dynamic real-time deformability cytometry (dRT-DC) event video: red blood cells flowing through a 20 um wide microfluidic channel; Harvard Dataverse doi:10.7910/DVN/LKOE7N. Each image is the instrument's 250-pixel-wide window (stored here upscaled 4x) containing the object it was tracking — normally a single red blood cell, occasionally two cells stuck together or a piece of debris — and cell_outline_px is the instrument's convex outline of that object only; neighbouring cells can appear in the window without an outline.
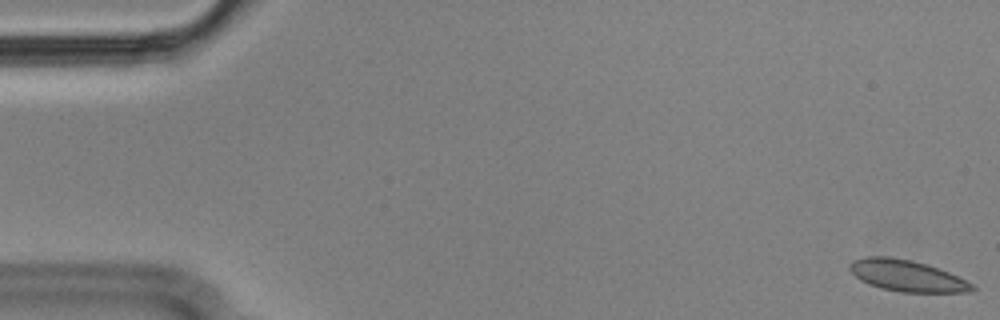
{"species": "Egyptian fruit bat (a non-hibernating species)", "species_latin": "Rousettus aegyptiacus", "temperature_condition": "cold", "stored_images_in_passage": 56, "camera_frame_rate_fps": 3000, "um_per_image_px": 0.085, "animal": {"sex": "male"}, "frame": {"image": 1, "passage_image": 1, "time_ms": 0.0, "image_size_px": [1000, 320], "cell_outline_px": [[976, 288], [968, 292], [900, 292], [880, 288], [868, 284], [860, 280], [848, 268], [848, 264], [852, 260], [868, 256], [888, 256], [912, 260], [928, 264], [948, 272], [972, 284]], "centroid_in_image_um": [77.03, 23.43], "position_along_channel_um": 8.0, "area_um2": 22.37}}
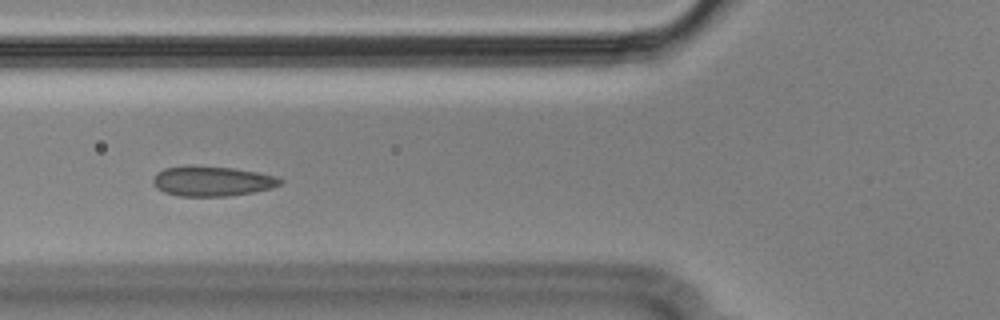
{"frame": {"image": 2, "passage_image": 21, "time_ms": 6.667, "image_size_px": [1000, 320], "cell_outline_px": [[284, 180], [280, 184], [272, 188], [252, 192], [228, 196], [180, 196], [164, 192], [156, 188], [152, 184], [152, 180], [156, 172], [164, 168], [188, 164], [196, 164], [232, 168], [256, 172], [276, 176]], "centroid_in_image_um": [17.97, 15.37], "position_along_channel_um": 107.8, "area_um2": 22.6}}
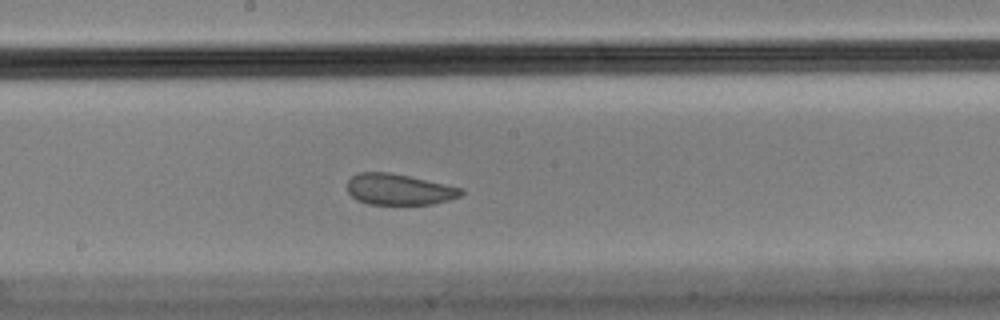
{"frame": {"image": 3, "passage_image": 30, "time_ms": 9.667, "image_size_px": [1000, 320], "cell_outline_px": [[464, 192], [460, 196], [448, 200], [432, 204], [368, 204], [356, 200], [348, 192], [348, 180], [352, 176], [360, 172], [388, 172], [408, 176], [464, 188]], "centroid_in_image_um": [33.91, 16.1], "position_along_channel_um": 214.3, "area_um2": 20.52}, "authors_computed_cell_mechanics": {"area_um2": 22.7443, "velocity_mm_per_s": 3.5486, "shape_relaxation_time_tau1_ms": null, "shape_relaxation_time_tau2_ms": 0.9792, "deformation_change_tau1": null, "deformation_change_tau2": 0.0605}}